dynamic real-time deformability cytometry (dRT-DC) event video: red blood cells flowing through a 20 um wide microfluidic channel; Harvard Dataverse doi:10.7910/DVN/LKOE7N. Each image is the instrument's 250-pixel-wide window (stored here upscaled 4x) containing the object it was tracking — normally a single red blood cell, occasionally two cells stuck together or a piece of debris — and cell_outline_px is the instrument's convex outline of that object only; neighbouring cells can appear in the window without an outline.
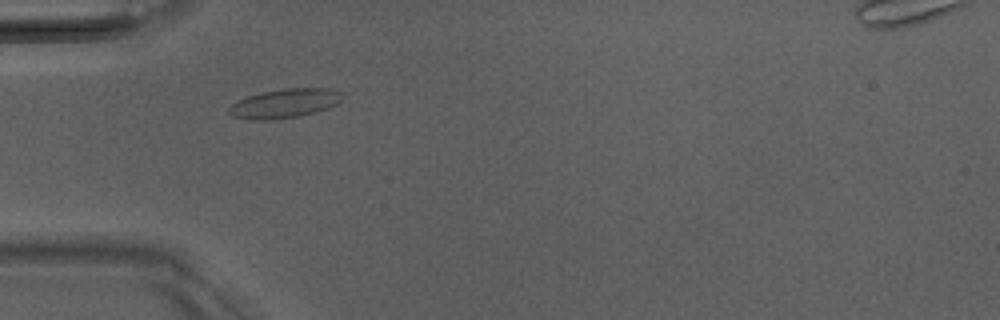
{"species": "Egyptian fruit bat (a non-hibernating species)", "species_latin": "Rousettus aegyptiacus", "temperature_condition": "room temperature", "stored_images_in_passage": 38, "camera_frame_rate_fps": 3000, "um_per_image_px": 0.085, "animal": {"sex": "male"}, "frame": {"image": 1, "passage_image": 2, "time_ms": 0.333, "image_size_px": [1000, 320], "cell_outline_px": [[344, 92], [340, 100], [336, 104], [328, 108], [316, 112], [296, 116], [268, 120], [252, 120], [232, 116], [228, 112], [228, 108], [232, 104], [248, 96], [264, 92], [288, 88], [332, 88]], "centroid_in_image_um": [24.23, 8.78], "position_along_channel_um": 60.8, "area_um2": 19.07}}
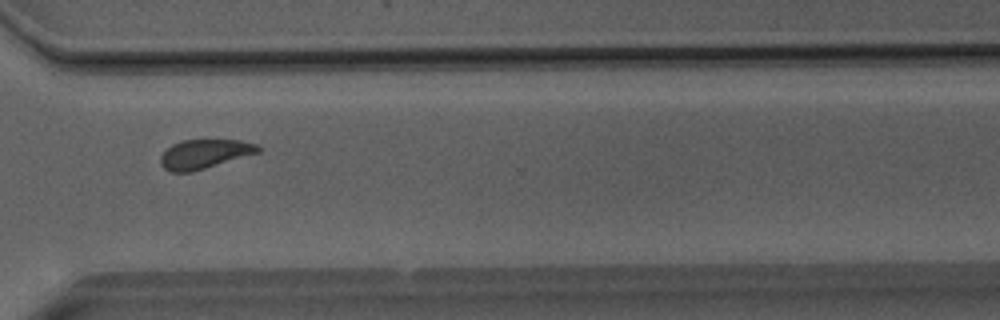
{"frame": {"image": 2, "passage_image": 24, "time_ms": 7.667, "image_size_px": [1000, 320], "cell_outline_px": [[264, 148], [260, 152], [192, 172], [172, 172], [164, 168], [160, 164], [160, 156], [172, 144], [184, 140], [204, 136], [240, 140], [256, 144]], "centroid_in_image_um": [17.42, 13.03], "position_along_channel_um": 353.2, "area_um2": 17.4}}
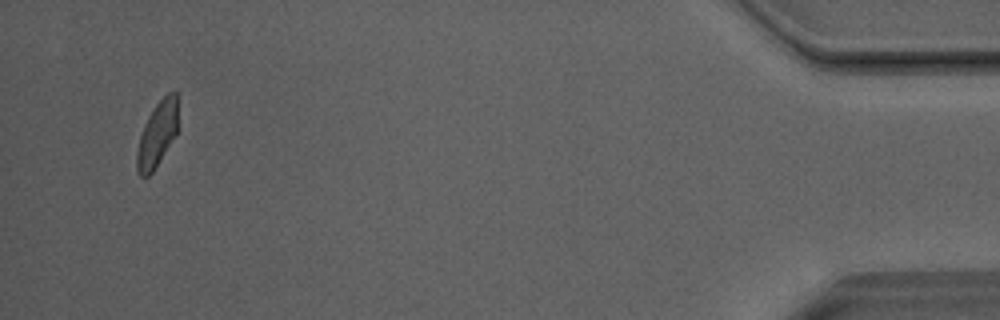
{"frame": {"image": 3, "passage_image": 35, "time_ms": 11.333, "image_size_px": [1000, 320], "cell_outline_px": [[176, 132], [152, 172], [148, 176], [140, 176], [136, 168], [136, 152], [140, 136], [144, 124], [148, 116], [156, 104], [168, 92], [176, 92]], "centroid_in_image_um": [13.31, 11.42], "position_along_channel_um": 421.9, "area_um2": 14.97}}